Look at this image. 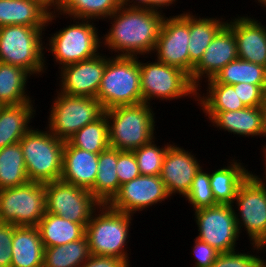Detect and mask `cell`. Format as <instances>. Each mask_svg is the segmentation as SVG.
I'll use <instances>...</instances> for the list:
<instances>
[{"label": "cell", "instance_id": "37", "mask_svg": "<svg viewBox=\"0 0 266 267\" xmlns=\"http://www.w3.org/2000/svg\"><path fill=\"white\" fill-rule=\"evenodd\" d=\"M184 199L186 202L188 200L193 211L218 205L210 185V171L209 173L204 171L203 166L200 168L195 174L192 186Z\"/></svg>", "mask_w": 266, "mask_h": 267}, {"label": "cell", "instance_id": "3", "mask_svg": "<svg viewBox=\"0 0 266 267\" xmlns=\"http://www.w3.org/2000/svg\"><path fill=\"white\" fill-rule=\"evenodd\" d=\"M152 107L147 103H140L105 110L110 148L133 151L151 142L157 135L156 116Z\"/></svg>", "mask_w": 266, "mask_h": 267}, {"label": "cell", "instance_id": "43", "mask_svg": "<svg viewBox=\"0 0 266 267\" xmlns=\"http://www.w3.org/2000/svg\"><path fill=\"white\" fill-rule=\"evenodd\" d=\"M80 267H131V264L114 256L91 255Z\"/></svg>", "mask_w": 266, "mask_h": 267}, {"label": "cell", "instance_id": "46", "mask_svg": "<svg viewBox=\"0 0 266 267\" xmlns=\"http://www.w3.org/2000/svg\"><path fill=\"white\" fill-rule=\"evenodd\" d=\"M37 1H39L50 12L51 11L56 12L61 7L64 0H37Z\"/></svg>", "mask_w": 266, "mask_h": 267}, {"label": "cell", "instance_id": "24", "mask_svg": "<svg viewBox=\"0 0 266 267\" xmlns=\"http://www.w3.org/2000/svg\"><path fill=\"white\" fill-rule=\"evenodd\" d=\"M33 103L6 105L0 108V149L20 142L32 128L29 124L35 117L37 108L33 107Z\"/></svg>", "mask_w": 266, "mask_h": 267}, {"label": "cell", "instance_id": "30", "mask_svg": "<svg viewBox=\"0 0 266 267\" xmlns=\"http://www.w3.org/2000/svg\"><path fill=\"white\" fill-rule=\"evenodd\" d=\"M206 93L197 89L196 101L202 111H232L244 109L245 105L233 85L222 83H207Z\"/></svg>", "mask_w": 266, "mask_h": 267}, {"label": "cell", "instance_id": "22", "mask_svg": "<svg viewBox=\"0 0 266 267\" xmlns=\"http://www.w3.org/2000/svg\"><path fill=\"white\" fill-rule=\"evenodd\" d=\"M58 17L57 12H50L37 0H0V27H48Z\"/></svg>", "mask_w": 266, "mask_h": 267}, {"label": "cell", "instance_id": "31", "mask_svg": "<svg viewBox=\"0 0 266 267\" xmlns=\"http://www.w3.org/2000/svg\"><path fill=\"white\" fill-rule=\"evenodd\" d=\"M119 0H64L56 11L65 18L106 21L119 7Z\"/></svg>", "mask_w": 266, "mask_h": 267}, {"label": "cell", "instance_id": "50", "mask_svg": "<svg viewBox=\"0 0 266 267\" xmlns=\"http://www.w3.org/2000/svg\"><path fill=\"white\" fill-rule=\"evenodd\" d=\"M263 267H266V259H263Z\"/></svg>", "mask_w": 266, "mask_h": 267}, {"label": "cell", "instance_id": "29", "mask_svg": "<svg viewBox=\"0 0 266 267\" xmlns=\"http://www.w3.org/2000/svg\"><path fill=\"white\" fill-rule=\"evenodd\" d=\"M116 165L117 149L109 147L99 153L98 173L91 193L100 204H108L120 189Z\"/></svg>", "mask_w": 266, "mask_h": 267}, {"label": "cell", "instance_id": "1", "mask_svg": "<svg viewBox=\"0 0 266 267\" xmlns=\"http://www.w3.org/2000/svg\"><path fill=\"white\" fill-rule=\"evenodd\" d=\"M165 16L164 12L148 8L120 6L106 19L112 25L101 36L102 48H108L109 54L114 52L113 56H151Z\"/></svg>", "mask_w": 266, "mask_h": 267}, {"label": "cell", "instance_id": "47", "mask_svg": "<svg viewBox=\"0 0 266 267\" xmlns=\"http://www.w3.org/2000/svg\"><path fill=\"white\" fill-rule=\"evenodd\" d=\"M263 151H262V156L264 157V159H262L263 160V168H265L263 171H264V174H265V176H264V174H263V177L262 176H258L257 174H254L264 185H266V144L261 148ZM263 179H262V178Z\"/></svg>", "mask_w": 266, "mask_h": 267}, {"label": "cell", "instance_id": "32", "mask_svg": "<svg viewBox=\"0 0 266 267\" xmlns=\"http://www.w3.org/2000/svg\"><path fill=\"white\" fill-rule=\"evenodd\" d=\"M208 83L266 85V67L236 59L222 68Z\"/></svg>", "mask_w": 266, "mask_h": 267}, {"label": "cell", "instance_id": "27", "mask_svg": "<svg viewBox=\"0 0 266 267\" xmlns=\"http://www.w3.org/2000/svg\"><path fill=\"white\" fill-rule=\"evenodd\" d=\"M31 74L22 67L0 62V104L20 105L34 102L27 90Z\"/></svg>", "mask_w": 266, "mask_h": 267}, {"label": "cell", "instance_id": "49", "mask_svg": "<svg viewBox=\"0 0 266 267\" xmlns=\"http://www.w3.org/2000/svg\"><path fill=\"white\" fill-rule=\"evenodd\" d=\"M255 2L259 3L261 7H264V11L266 10V0H255Z\"/></svg>", "mask_w": 266, "mask_h": 267}, {"label": "cell", "instance_id": "13", "mask_svg": "<svg viewBox=\"0 0 266 267\" xmlns=\"http://www.w3.org/2000/svg\"><path fill=\"white\" fill-rule=\"evenodd\" d=\"M233 207L230 204H218L213 207L199 209L194 212V221L197 225L198 238L219 253L237 250L239 240Z\"/></svg>", "mask_w": 266, "mask_h": 267}, {"label": "cell", "instance_id": "40", "mask_svg": "<svg viewBox=\"0 0 266 267\" xmlns=\"http://www.w3.org/2000/svg\"><path fill=\"white\" fill-rule=\"evenodd\" d=\"M245 107H261L266 98V85L239 83L233 85Z\"/></svg>", "mask_w": 266, "mask_h": 267}, {"label": "cell", "instance_id": "10", "mask_svg": "<svg viewBox=\"0 0 266 267\" xmlns=\"http://www.w3.org/2000/svg\"><path fill=\"white\" fill-rule=\"evenodd\" d=\"M46 213L45 183L28 181L0 190V222L38 226Z\"/></svg>", "mask_w": 266, "mask_h": 267}, {"label": "cell", "instance_id": "19", "mask_svg": "<svg viewBox=\"0 0 266 267\" xmlns=\"http://www.w3.org/2000/svg\"><path fill=\"white\" fill-rule=\"evenodd\" d=\"M226 21L234 32L239 59L266 67L265 25L247 14Z\"/></svg>", "mask_w": 266, "mask_h": 267}, {"label": "cell", "instance_id": "15", "mask_svg": "<svg viewBox=\"0 0 266 267\" xmlns=\"http://www.w3.org/2000/svg\"><path fill=\"white\" fill-rule=\"evenodd\" d=\"M169 195L159 175H140L120 186L118 193L108 203L115 210L134 214L165 202Z\"/></svg>", "mask_w": 266, "mask_h": 267}, {"label": "cell", "instance_id": "6", "mask_svg": "<svg viewBox=\"0 0 266 267\" xmlns=\"http://www.w3.org/2000/svg\"><path fill=\"white\" fill-rule=\"evenodd\" d=\"M70 20L76 23L71 24L70 22L68 26L49 34L51 37L45 38L47 42L44 50L52 54L55 59L54 63L59 65L58 69L90 59L103 51V49L101 50L100 31L94 20L74 18H70Z\"/></svg>", "mask_w": 266, "mask_h": 267}, {"label": "cell", "instance_id": "26", "mask_svg": "<svg viewBox=\"0 0 266 267\" xmlns=\"http://www.w3.org/2000/svg\"><path fill=\"white\" fill-rule=\"evenodd\" d=\"M197 15V16H196ZM221 18V19H220ZM208 17L189 11V77L217 32L227 23L223 17Z\"/></svg>", "mask_w": 266, "mask_h": 267}, {"label": "cell", "instance_id": "8", "mask_svg": "<svg viewBox=\"0 0 266 267\" xmlns=\"http://www.w3.org/2000/svg\"><path fill=\"white\" fill-rule=\"evenodd\" d=\"M142 103L152 105V100L172 101L185 97L196 101L197 89L182 70L155 61L140 60Z\"/></svg>", "mask_w": 266, "mask_h": 267}, {"label": "cell", "instance_id": "41", "mask_svg": "<svg viewBox=\"0 0 266 267\" xmlns=\"http://www.w3.org/2000/svg\"><path fill=\"white\" fill-rule=\"evenodd\" d=\"M194 240L191 254H194L193 257L196 261L194 262L193 267H210L215 262L219 252L208 243H205L196 237Z\"/></svg>", "mask_w": 266, "mask_h": 267}, {"label": "cell", "instance_id": "28", "mask_svg": "<svg viewBox=\"0 0 266 267\" xmlns=\"http://www.w3.org/2000/svg\"><path fill=\"white\" fill-rule=\"evenodd\" d=\"M37 227L44 247L61 246L85 236V227L82 224L48 212Z\"/></svg>", "mask_w": 266, "mask_h": 267}, {"label": "cell", "instance_id": "2", "mask_svg": "<svg viewBox=\"0 0 266 267\" xmlns=\"http://www.w3.org/2000/svg\"><path fill=\"white\" fill-rule=\"evenodd\" d=\"M133 215L101 204L85 228L91 255L114 256L130 262L128 242ZM127 246V247H126Z\"/></svg>", "mask_w": 266, "mask_h": 267}, {"label": "cell", "instance_id": "17", "mask_svg": "<svg viewBox=\"0 0 266 267\" xmlns=\"http://www.w3.org/2000/svg\"><path fill=\"white\" fill-rule=\"evenodd\" d=\"M192 152L173 142L168 147L159 176L171 197L176 194L185 197L192 186L195 174L202 167L200 160Z\"/></svg>", "mask_w": 266, "mask_h": 267}, {"label": "cell", "instance_id": "9", "mask_svg": "<svg viewBox=\"0 0 266 267\" xmlns=\"http://www.w3.org/2000/svg\"><path fill=\"white\" fill-rule=\"evenodd\" d=\"M52 99L47 129L57 138L67 141L85 125L98 119L104 110L94 97L71 96L56 91Z\"/></svg>", "mask_w": 266, "mask_h": 267}, {"label": "cell", "instance_id": "21", "mask_svg": "<svg viewBox=\"0 0 266 267\" xmlns=\"http://www.w3.org/2000/svg\"><path fill=\"white\" fill-rule=\"evenodd\" d=\"M98 159L99 153H91L73 147L68 141H65L60 180L91 192L98 173Z\"/></svg>", "mask_w": 266, "mask_h": 267}, {"label": "cell", "instance_id": "45", "mask_svg": "<svg viewBox=\"0 0 266 267\" xmlns=\"http://www.w3.org/2000/svg\"><path fill=\"white\" fill-rule=\"evenodd\" d=\"M121 6L150 9V0H119Z\"/></svg>", "mask_w": 266, "mask_h": 267}, {"label": "cell", "instance_id": "38", "mask_svg": "<svg viewBox=\"0 0 266 267\" xmlns=\"http://www.w3.org/2000/svg\"><path fill=\"white\" fill-rule=\"evenodd\" d=\"M252 252H240L238 250L227 253H219L215 262L210 267H263V257L257 254H265L266 246L251 243ZM255 252H254V251Z\"/></svg>", "mask_w": 266, "mask_h": 267}, {"label": "cell", "instance_id": "42", "mask_svg": "<svg viewBox=\"0 0 266 267\" xmlns=\"http://www.w3.org/2000/svg\"><path fill=\"white\" fill-rule=\"evenodd\" d=\"M14 225L0 222V267H10Z\"/></svg>", "mask_w": 266, "mask_h": 267}, {"label": "cell", "instance_id": "5", "mask_svg": "<svg viewBox=\"0 0 266 267\" xmlns=\"http://www.w3.org/2000/svg\"><path fill=\"white\" fill-rule=\"evenodd\" d=\"M140 57L109 56L97 99L103 110L142 103Z\"/></svg>", "mask_w": 266, "mask_h": 267}, {"label": "cell", "instance_id": "12", "mask_svg": "<svg viewBox=\"0 0 266 267\" xmlns=\"http://www.w3.org/2000/svg\"><path fill=\"white\" fill-rule=\"evenodd\" d=\"M45 193L46 212L80 223L85 228L101 205L89 190L61 180L46 182Z\"/></svg>", "mask_w": 266, "mask_h": 267}, {"label": "cell", "instance_id": "48", "mask_svg": "<svg viewBox=\"0 0 266 267\" xmlns=\"http://www.w3.org/2000/svg\"><path fill=\"white\" fill-rule=\"evenodd\" d=\"M261 107H262V113H263V137H266V98Z\"/></svg>", "mask_w": 266, "mask_h": 267}, {"label": "cell", "instance_id": "34", "mask_svg": "<svg viewBox=\"0 0 266 267\" xmlns=\"http://www.w3.org/2000/svg\"><path fill=\"white\" fill-rule=\"evenodd\" d=\"M90 256L84 236L61 246L44 247L43 267H80Z\"/></svg>", "mask_w": 266, "mask_h": 267}, {"label": "cell", "instance_id": "44", "mask_svg": "<svg viewBox=\"0 0 266 267\" xmlns=\"http://www.w3.org/2000/svg\"><path fill=\"white\" fill-rule=\"evenodd\" d=\"M176 2H178V0H150V9L163 12L162 9L166 10L167 7H172L173 4L175 6Z\"/></svg>", "mask_w": 266, "mask_h": 267}, {"label": "cell", "instance_id": "36", "mask_svg": "<svg viewBox=\"0 0 266 267\" xmlns=\"http://www.w3.org/2000/svg\"><path fill=\"white\" fill-rule=\"evenodd\" d=\"M155 139L133 150L141 175H160L164 156L172 144L167 142L160 147Z\"/></svg>", "mask_w": 266, "mask_h": 267}, {"label": "cell", "instance_id": "4", "mask_svg": "<svg viewBox=\"0 0 266 267\" xmlns=\"http://www.w3.org/2000/svg\"><path fill=\"white\" fill-rule=\"evenodd\" d=\"M46 28L24 25L0 27V62L22 67L33 77L47 73L45 63L48 59L44 56L43 41Z\"/></svg>", "mask_w": 266, "mask_h": 267}, {"label": "cell", "instance_id": "16", "mask_svg": "<svg viewBox=\"0 0 266 267\" xmlns=\"http://www.w3.org/2000/svg\"><path fill=\"white\" fill-rule=\"evenodd\" d=\"M108 55L95 57L62 67L59 73V92L71 96L97 97Z\"/></svg>", "mask_w": 266, "mask_h": 267}, {"label": "cell", "instance_id": "20", "mask_svg": "<svg viewBox=\"0 0 266 267\" xmlns=\"http://www.w3.org/2000/svg\"><path fill=\"white\" fill-rule=\"evenodd\" d=\"M208 116L209 123L217 130L228 131L245 137H263V113L262 107H245L232 111H203Z\"/></svg>", "mask_w": 266, "mask_h": 267}, {"label": "cell", "instance_id": "33", "mask_svg": "<svg viewBox=\"0 0 266 267\" xmlns=\"http://www.w3.org/2000/svg\"><path fill=\"white\" fill-rule=\"evenodd\" d=\"M28 181L20 143L0 149V190L23 185Z\"/></svg>", "mask_w": 266, "mask_h": 267}, {"label": "cell", "instance_id": "39", "mask_svg": "<svg viewBox=\"0 0 266 267\" xmlns=\"http://www.w3.org/2000/svg\"><path fill=\"white\" fill-rule=\"evenodd\" d=\"M116 172L120 185L141 175L133 151H120L117 149Z\"/></svg>", "mask_w": 266, "mask_h": 267}, {"label": "cell", "instance_id": "7", "mask_svg": "<svg viewBox=\"0 0 266 267\" xmlns=\"http://www.w3.org/2000/svg\"><path fill=\"white\" fill-rule=\"evenodd\" d=\"M46 130L32 127L20 140L29 181L60 180L65 141Z\"/></svg>", "mask_w": 266, "mask_h": 267}, {"label": "cell", "instance_id": "11", "mask_svg": "<svg viewBox=\"0 0 266 267\" xmlns=\"http://www.w3.org/2000/svg\"><path fill=\"white\" fill-rule=\"evenodd\" d=\"M231 205L239 234L244 228L250 244L266 246V185L254 172L240 185Z\"/></svg>", "mask_w": 266, "mask_h": 267}, {"label": "cell", "instance_id": "18", "mask_svg": "<svg viewBox=\"0 0 266 267\" xmlns=\"http://www.w3.org/2000/svg\"><path fill=\"white\" fill-rule=\"evenodd\" d=\"M236 39L233 30L225 24L205 49L202 59L190 75L191 83L201 89L203 79H213L228 63L238 59ZM201 82V83H200Z\"/></svg>", "mask_w": 266, "mask_h": 267}, {"label": "cell", "instance_id": "25", "mask_svg": "<svg viewBox=\"0 0 266 267\" xmlns=\"http://www.w3.org/2000/svg\"><path fill=\"white\" fill-rule=\"evenodd\" d=\"M227 166L210 171V185L213 196L218 204H232L240 185L252 173L245 164L230 157ZM240 161V162H239ZM245 165V166H244Z\"/></svg>", "mask_w": 266, "mask_h": 267}, {"label": "cell", "instance_id": "35", "mask_svg": "<svg viewBox=\"0 0 266 267\" xmlns=\"http://www.w3.org/2000/svg\"><path fill=\"white\" fill-rule=\"evenodd\" d=\"M73 147L91 153H100L109 146V125L105 112L95 121L85 125L67 140Z\"/></svg>", "mask_w": 266, "mask_h": 267}, {"label": "cell", "instance_id": "14", "mask_svg": "<svg viewBox=\"0 0 266 267\" xmlns=\"http://www.w3.org/2000/svg\"><path fill=\"white\" fill-rule=\"evenodd\" d=\"M189 12L164 17L153 57L189 76ZM156 52V53H155Z\"/></svg>", "mask_w": 266, "mask_h": 267}, {"label": "cell", "instance_id": "23", "mask_svg": "<svg viewBox=\"0 0 266 267\" xmlns=\"http://www.w3.org/2000/svg\"><path fill=\"white\" fill-rule=\"evenodd\" d=\"M10 267H43L44 245L37 226H14Z\"/></svg>", "mask_w": 266, "mask_h": 267}]
</instances>
